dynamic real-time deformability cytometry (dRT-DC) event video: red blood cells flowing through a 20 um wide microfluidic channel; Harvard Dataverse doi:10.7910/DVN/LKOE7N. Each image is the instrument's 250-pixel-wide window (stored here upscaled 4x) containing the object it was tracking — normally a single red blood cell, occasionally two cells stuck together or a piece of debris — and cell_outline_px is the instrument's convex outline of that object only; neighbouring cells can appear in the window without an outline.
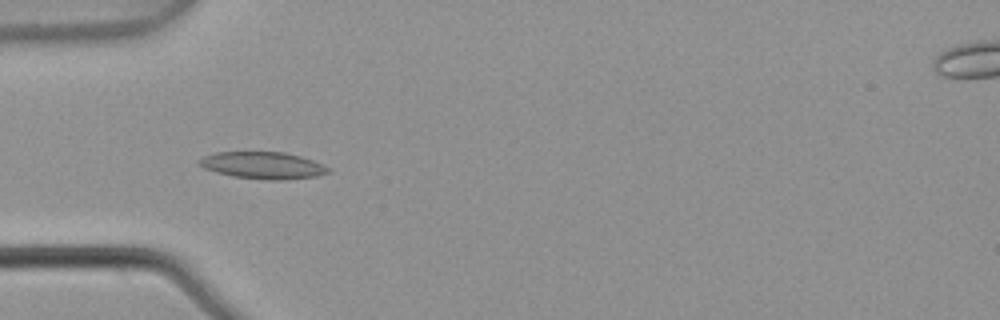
{"species": "common noctule bat (a hibernating species)", "species_latin": "Nyctalus noctula", "temperature_condition": "warm", "stored_images_in_passage": 5, "camera_frame_rate_fps": 3000, "um_per_image_px": 0.085, "animal": {"sex": "male", "body_mass_g": 21.5, "forearm_length_mm": 52.0}, "frame": {"image": 1, "passage_image": 4, "time_ms": 1.0, "image_size_px": [1000, 320], "cell_outline_px": [[332, 168], [328, 172], [316, 176], [284, 180], [268, 180], [232, 176], [216, 172], [204, 168], [196, 164], [196, 160], [204, 156], [216, 152], [284, 152], [300, 156], [312, 160]], "centroid_in_image_um": [22.31, 14.05], "position_along_channel_um": 62.7, "area_um2": 20.35}}
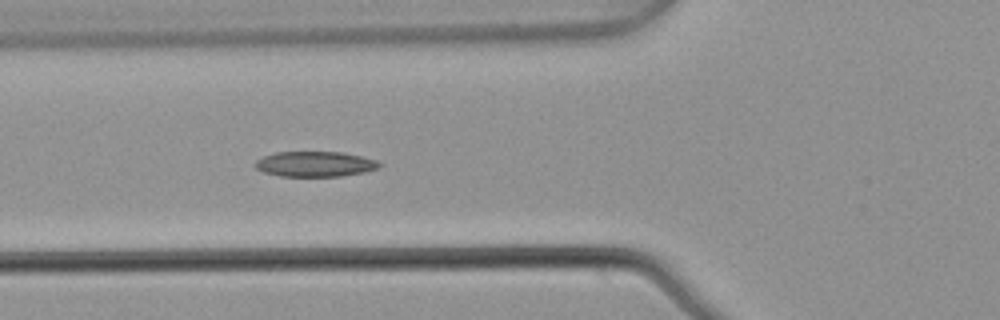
{"frame": {"image": 2, "passage_image": 5, "time_ms": 1.333, "image_size_px": [1000, 320], "cell_outline_px": [[384, 164], [380, 168], [364, 172], [340, 176], [280, 176], [264, 172], [256, 168], [252, 164], [256, 160], [264, 156], [276, 152], [340, 152], [360, 156], [376, 160]], "centroid_in_image_um": [26.78, 13.94], "position_along_channel_um": 99.0, "area_um2": 18.32}}